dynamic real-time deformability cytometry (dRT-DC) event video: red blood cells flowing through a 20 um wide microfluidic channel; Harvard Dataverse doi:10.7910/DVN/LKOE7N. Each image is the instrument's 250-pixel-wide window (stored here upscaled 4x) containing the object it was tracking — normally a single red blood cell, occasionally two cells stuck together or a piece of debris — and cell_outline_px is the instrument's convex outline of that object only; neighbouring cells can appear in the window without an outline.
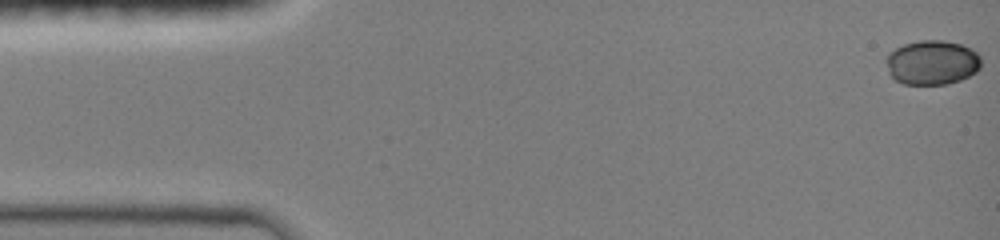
{"species": "common noctule bat (a hibernating species)", "species_latin": "Nyctalus noctula", "temperature_condition": "room temperature", "stored_images_in_passage": 12, "camera_frame_rate_fps": 3000, "um_per_image_px": 0.085, "animal": {"sex": "female", "body_mass_g": 19.0, "forearm_length_mm": 51.5}, "frame": {"image": 1, "passage_image": 1, "time_ms": 0.0, "image_size_px": [1000, 240], "cell_outline_px": [[980, 68], [976, 72], [960, 80], [948, 84], [904, 84], [896, 80], [888, 72], [888, 52], [904, 44], [920, 40], [944, 40], [960, 44], [972, 48], [980, 56]], "centroid_in_image_um": [79.25, 5.31], "position_along_channel_um": 5.7, "area_um2": 24.57}}
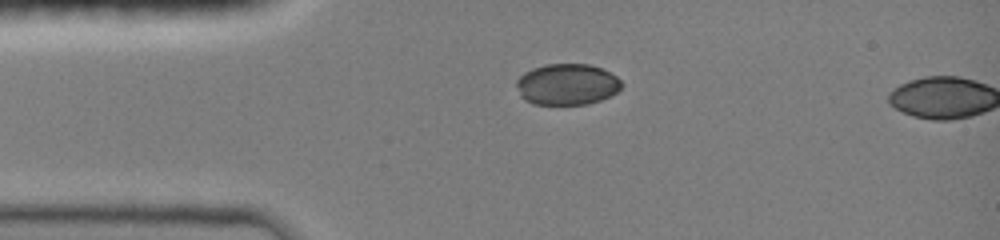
{"frame": {"image": 2, "passage_image": 11, "time_ms": 3.333, "image_size_px": [1000, 240], "cell_outline_px": [[624, 84], [616, 92], [600, 100], [588, 104], [532, 104], [524, 100], [520, 96], [516, 84], [516, 80], [524, 72], [532, 68], [548, 64], [588, 64], [600, 68], [616, 76]], "centroid_in_image_um": [48.17, 7.17], "position_along_channel_um": 36.8, "area_um2": 25.2}}